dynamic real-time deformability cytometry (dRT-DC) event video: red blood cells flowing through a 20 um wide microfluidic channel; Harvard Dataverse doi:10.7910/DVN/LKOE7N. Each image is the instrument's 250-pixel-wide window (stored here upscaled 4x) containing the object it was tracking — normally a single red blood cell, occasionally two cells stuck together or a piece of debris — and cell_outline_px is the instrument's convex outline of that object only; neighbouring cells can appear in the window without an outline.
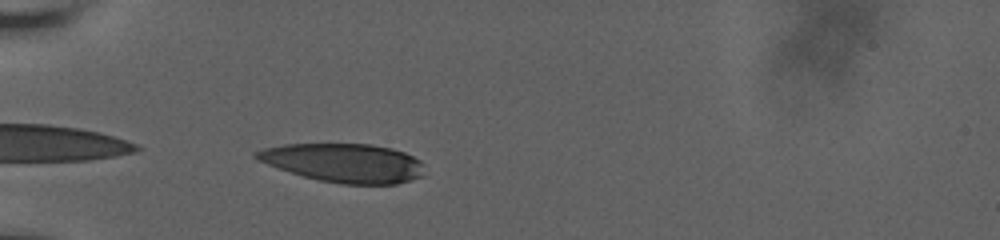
{"species": "human", "species_latin": "Homo sapiens", "temperature_condition": "room temperature", "stored_images_in_passage": 33, "camera_frame_rate_fps": 3000, "um_per_image_px": 0.085, "donor": {"sex": "male"}, "frame": {"image": 1, "passage_image": 1, "time_ms": 0.0, "image_size_px": [1000, 240], "cell_outline_px": [[424, 176], [412, 180], [396, 184], [340, 184], [320, 180], [304, 176], [276, 168], [256, 160], [252, 156], [252, 152], [264, 148], [284, 144], [372, 144], [392, 148], [404, 152], [420, 160], [424, 164]], "centroid_in_image_um": [29.23, 13.84], "position_along_channel_um": 55.8, "area_um2": 38.38}}
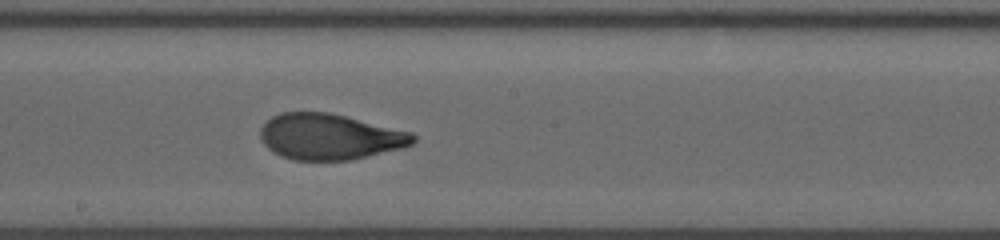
{"frame": {"image": 2, "passage_image": 16, "time_ms": 5.0, "image_size_px": [1000, 240], "cell_outline_px": [[416, 140], [412, 144], [404, 148], [352, 160], [292, 160], [280, 156], [268, 148], [260, 140], [260, 128], [272, 116], [280, 112], [328, 112], [412, 132], [416, 136]], "centroid_in_image_um": [28.03, 11.63], "position_along_channel_um": 220.2, "area_um2": 41.04}}
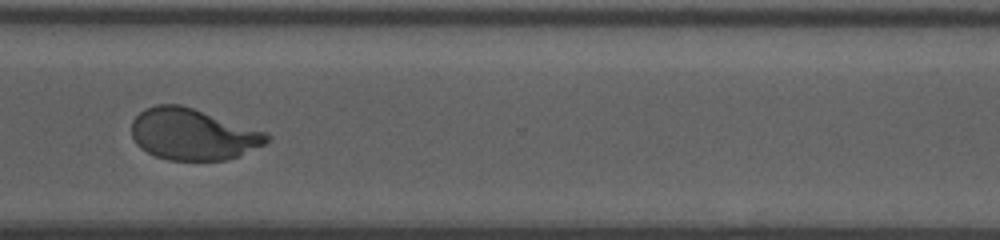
{"frame": {"image": 3, "passage_image": 27, "time_ms": 8.667, "image_size_px": [1000, 240], "cell_outline_px": [[272, 140], [240, 156], [224, 160], [168, 160], [156, 156], [140, 148], [136, 144], [132, 136], [132, 120], [144, 108], [156, 104], [180, 104], [268, 132], [272, 136]], "centroid_in_image_um": [16.41, 11.41], "position_along_channel_um": 354.2, "area_um2": 40.75}, "authors_computed_cell_mechanics": {"area_um2": 41.038, "velocity_mm_per_s": 3.6614, "shape_relaxation_time_tau1_ms": 4.7937, "shape_relaxation_time_tau2_ms": 1.0727, "deformation_change_tau1": 0.2283, "deformation_change_tau2": 0.0731}}